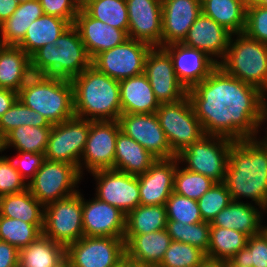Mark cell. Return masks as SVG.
<instances>
[{
  "instance_id": "obj_1",
  "label": "cell",
  "mask_w": 267,
  "mask_h": 267,
  "mask_svg": "<svg viewBox=\"0 0 267 267\" xmlns=\"http://www.w3.org/2000/svg\"><path fill=\"white\" fill-rule=\"evenodd\" d=\"M205 135L234 141L256 138L267 119L265 94L217 66L202 82L187 90Z\"/></svg>"
},
{
  "instance_id": "obj_2",
  "label": "cell",
  "mask_w": 267,
  "mask_h": 267,
  "mask_svg": "<svg viewBox=\"0 0 267 267\" xmlns=\"http://www.w3.org/2000/svg\"><path fill=\"white\" fill-rule=\"evenodd\" d=\"M236 140L230 146L224 183L233 201L251 198L267 209V141ZM265 140V141H264Z\"/></svg>"
},
{
  "instance_id": "obj_3",
  "label": "cell",
  "mask_w": 267,
  "mask_h": 267,
  "mask_svg": "<svg viewBox=\"0 0 267 267\" xmlns=\"http://www.w3.org/2000/svg\"><path fill=\"white\" fill-rule=\"evenodd\" d=\"M70 81L76 117L91 121L119 120L122 114L119 81L92 65Z\"/></svg>"
},
{
  "instance_id": "obj_4",
  "label": "cell",
  "mask_w": 267,
  "mask_h": 267,
  "mask_svg": "<svg viewBox=\"0 0 267 267\" xmlns=\"http://www.w3.org/2000/svg\"><path fill=\"white\" fill-rule=\"evenodd\" d=\"M92 65V59L72 24L54 44H46L30 56L32 74L73 79Z\"/></svg>"
},
{
  "instance_id": "obj_5",
  "label": "cell",
  "mask_w": 267,
  "mask_h": 267,
  "mask_svg": "<svg viewBox=\"0 0 267 267\" xmlns=\"http://www.w3.org/2000/svg\"><path fill=\"white\" fill-rule=\"evenodd\" d=\"M18 99L51 125L75 116L73 86L69 79L32 74L19 90Z\"/></svg>"
},
{
  "instance_id": "obj_6",
  "label": "cell",
  "mask_w": 267,
  "mask_h": 267,
  "mask_svg": "<svg viewBox=\"0 0 267 267\" xmlns=\"http://www.w3.org/2000/svg\"><path fill=\"white\" fill-rule=\"evenodd\" d=\"M235 35H238L237 39L234 41L231 35L228 50L218 66L266 95L267 45L250 38L244 32Z\"/></svg>"
},
{
  "instance_id": "obj_7",
  "label": "cell",
  "mask_w": 267,
  "mask_h": 267,
  "mask_svg": "<svg viewBox=\"0 0 267 267\" xmlns=\"http://www.w3.org/2000/svg\"><path fill=\"white\" fill-rule=\"evenodd\" d=\"M156 115L175 155L205 135L188 95L176 102L160 103Z\"/></svg>"
},
{
  "instance_id": "obj_8",
  "label": "cell",
  "mask_w": 267,
  "mask_h": 267,
  "mask_svg": "<svg viewBox=\"0 0 267 267\" xmlns=\"http://www.w3.org/2000/svg\"><path fill=\"white\" fill-rule=\"evenodd\" d=\"M233 142L234 140L224 136L204 135L176 157L179 162L188 163L186 170L202 174L215 182H224Z\"/></svg>"
},
{
  "instance_id": "obj_9",
  "label": "cell",
  "mask_w": 267,
  "mask_h": 267,
  "mask_svg": "<svg viewBox=\"0 0 267 267\" xmlns=\"http://www.w3.org/2000/svg\"><path fill=\"white\" fill-rule=\"evenodd\" d=\"M42 234L64 247L84 236L82 195L79 191L45 205Z\"/></svg>"
},
{
  "instance_id": "obj_10",
  "label": "cell",
  "mask_w": 267,
  "mask_h": 267,
  "mask_svg": "<svg viewBox=\"0 0 267 267\" xmlns=\"http://www.w3.org/2000/svg\"><path fill=\"white\" fill-rule=\"evenodd\" d=\"M81 177L74 165L44 159L41 168L28 181L27 189L45 206L76 194L78 191L74 187Z\"/></svg>"
},
{
  "instance_id": "obj_11",
  "label": "cell",
  "mask_w": 267,
  "mask_h": 267,
  "mask_svg": "<svg viewBox=\"0 0 267 267\" xmlns=\"http://www.w3.org/2000/svg\"><path fill=\"white\" fill-rule=\"evenodd\" d=\"M89 130L90 120L76 116L53 125L48 138L45 159L74 165L82 174L80 158L85 149Z\"/></svg>"
},
{
  "instance_id": "obj_12",
  "label": "cell",
  "mask_w": 267,
  "mask_h": 267,
  "mask_svg": "<svg viewBox=\"0 0 267 267\" xmlns=\"http://www.w3.org/2000/svg\"><path fill=\"white\" fill-rule=\"evenodd\" d=\"M125 255L124 238L83 236L66 247L71 267H118Z\"/></svg>"
},
{
  "instance_id": "obj_13",
  "label": "cell",
  "mask_w": 267,
  "mask_h": 267,
  "mask_svg": "<svg viewBox=\"0 0 267 267\" xmlns=\"http://www.w3.org/2000/svg\"><path fill=\"white\" fill-rule=\"evenodd\" d=\"M152 47L135 39L99 53L92 66L107 76L121 81L144 73L146 57Z\"/></svg>"
},
{
  "instance_id": "obj_14",
  "label": "cell",
  "mask_w": 267,
  "mask_h": 267,
  "mask_svg": "<svg viewBox=\"0 0 267 267\" xmlns=\"http://www.w3.org/2000/svg\"><path fill=\"white\" fill-rule=\"evenodd\" d=\"M97 179L96 197L115 206L125 215L140 205L139 181L132 175L114 169L92 172Z\"/></svg>"
},
{
  "instance_id": "obj_15",
  "label": "cell",
  "mask_w": 267,
  "mask_h": 267,
  "mask_svg": "<svg viewBox=\"0 0 267 267\" xmlns=\"http://www.w3.org/2000/svg\"><path fill=\"white\" fill-rule=\"evenodd\" d=\"M144 74L160 103L176 102L187 95V89L177 79L172 59L163 47L150 49Z\"/></svg>"
},
{
  "instance_id": "obj_16",
  "label": "cell",
  "mask_w": 267,
  "mask_h": 267,
  "mask_svg": "<svg viewBox=\"0 0 267 267\" xmlns=\"http://www.w3.org/2000/svg\"><path fill=\"white\" fill-rule=\"evenodd\" d=\"M118 121L121 131L138 142L156 159L176 157L156 113L121 114Z\"/></svg>"
},
{
  "instance_id": "obj_17",
  "label": "cell",
  "mask_w": 267,
  "mask_h": 267,
  "mask_svg": "<svg viewBox=\"0 0 267 267\" xmlns=\"http://www.w3.org/2000/svg\"><path fill=\"white\" fill-rule=\"evenodd\" d=\"M121 130L118 120H90L82 161L88 171L114 169L115 145Z\"/></svg>"
},
{
  "instance_id": "obj_18",
  "label": "cell",
  "mask_w": 267,
  "mask_h": 267,
  "mask_svg": "<svg viewBox=\"0 0 267 267\" xmlns=\"http://www.w3.org/2000/svg\"><path fill=\"white\" fill-rule=\"evenodd\" d=\"M128 37L162 47V0H126Z\"/></svg>"
},
{
  "instance_id": "obj_19",
  "label": "cell",
  "mask_w": 267,
  "mask_h": 267,
  "mask_svg": "<svg viewBox=\"0 0 267 267\" xmlns=\"http://www.w3.org/2000/svg\"><path fill=\"white\" fill-rule=\"evenodd\" d=\"M163 48L172 59L177 79L187 90L202 82L220 62L182 43L169 44Z\"/></svg>"
},
{
  "instance_id": "obj_20",
  "label": "cell",
  "mask_w": 267,
  "mask_h": 267,
  "mask_svg": "<svg viewBox=\"0 0 267 267\" xmlns=\"http://www.w3.org/2000/svg\"><path fill=\"white\" fill-rule=\"evenodd\" d=\"M82 218L84 236L124 238L126 215L97 197L86 202L82 197Z\"/></svg>"
},
{
  "instance_id": "obj_21",
  "label": "cell",
  "mask_w": 267,
  "mask_h": 267,
  "mask_svg": "<svg viewBox=\"0 0 267 267\" xmlns=\"http://www.w3.org/2000/svg\"><path fill=\"white\" fill-rule=\"evenodd\" d=\"M177 157L157 159L150 168L137 175L139 181L140 205H165L173 193Z\"/></svg>"
},
{
  "instance_id": "obj_22",
  "label": "cell",
  "mask_w": 267,
  "mask_h": 267,
  "mask_svg": "<svg viewBox=\"0 0 267 267\" xmlns=\"http://www.w3.org/2000/svg\"><path fill=\"white\" fill-rule=\"evenodd\" d=\"M201 13V0H162V47L182 43Z\"/></svg>"
},
{
  "instance_id": "obj_23",
  "label": "cell",
  "mask_w": 267,
  "mask_h": 267,
  "mask_svg": "<svg viewBox=\"0 0 267 267\" xmlns=\"http://www.w3.org/2000/svg\"><path fill=\"white\" fill-rule=\"evenodd\" d=\"M73 25L78 30L80 38L92 60L99 53L121 45L129 39L124 30L114 28L92 18L82 7Z\"/></svg>"
},
{
  "instance_id": "obj_24",
  "label": "cell",
  "mask_w": 267,
  "mask_h": 267,
  "mask_svg": "<svg viewBox=\"0 0 267 267\" xmlns=\"http://www.w3.org/2000/svg\"><path fill=\"white\" fill-rule=\"evenodd\" d=\"M232 34L209 16L201 13L190 27L182 44L201 50L209 56L224 58Z\"/></svg>"
},
{
  "instance_id": "obj_25",
  "label": "cell",
  "mask_w": 267,
  "mask_h": 267,
  "mask_svg": "<svg viewBox=\"0 0 267 267\" xmlns=\"http://www.w3.org/2000/svg\"><path fill=\"white\" fill-rule=\"evenodd\" d=\"M122 114L156 113L160 102L144 73L119 81Z\"/></svg>"
},
{
  "instance_id": "obj_26",
  "label": "cell",
  "mask_w": 267,
  "mask_h": 267,
  "mask_svg": "<svg viewBox=\"0 0 267 267\" xmlns=\"http://www.w3.org/2000/svg\"><path fill=\"white\" fill-rule=\"evenodd\" d=\"M126 255L138 262L158 266L172 239L167 229L141 235H124Z\"/></svg>"
},
{
  "instance_id": "obj_27",
  "label": "cell",
  "mask_w": 267,
  "mask_h": 267,
  "mask_svg": "<svg viewBox=\"0 0 267 267\" xmlns=\"http://www.w3.org/2000/svg\"><path fill=\"white\" fill-rule=\"evenodd\" d=\"M31 75L30 57L20 47L0 45V88L18 93Z\"/></svg>"
},
{
  "instance_id": "obj_28",
  "label": "cell",
  "mask_w": 267,
  "mask_h": 267,
  "mask_svg": "<svg viewBox=\"0 0 267 267\" xmlns=\"http://www.w3.org/2000/svg\"><path fill=\"white\" fill-rule=\"evenodd\" d=\"M261 216L251 203L232 201L216 215L210 226L237 230L250 237L261 233Z\"/></svg>"
},
{
  "instance_id": "obj_29",
  "label": "cell",
  "mask_w": 267,
  "mask_h": 267,
  "mask_svg": "<svg viewBox=\"0 0 267 267\" xmlns=\"http://www.w3.org/2000/svg\"><path fill=\"white\" fill-rule=\"evenodd\" d=\"M157 159L121 130L115 145L114 170L139 175L145 173Z\"/></svg>"
},
{
  "instance_id": "obj_30",
  "label": "cell",
  "mask_w": 267,
  "mask_h": 267,
  "mask_svg": "<svg viewBox=\"0 0 267 267\" xmlns=\"http://www.w3.org/2000/svg\"><path fill=\"white\" fill-rule=\"evenodd\" d=\"M71 25L60 17L44 14L32 22L18 47L30 57L46 44H54Z\"/></svg>"
},
{
  "instance_id": "obj_31",
  "label": "cell",
  "mask_w": 267,
  "mask_h": 267,
  "mask_svg": "<svg viewBox=\"0 0 267 267\" xmlns=\"http://www.w3.org/2000/svg\"><path fill=\"white\" fill-rule=\"evenodd\" d=\"M44 15L39 0L20 2L12 16L0 25V45L18 46L33 21Z\"/></svg>"
},
{
  "instance_id": "obj_32",
  "label": "cell",
  "mask_w": 267,
  "mask_h": 267,
  "mask_svg": "<svg viewBox=\"0 0 267 267\" xmlns=\"http://www.w3.org/2000/svg\"><path fill=\"white\" fill-rule=\"evenodd\" d=\"M18 267H57L66 259V247L40 235L19 250Z\"/></svg>"
},
{
  "instance_id": "obj_33",
  "label": "cell",
  "mask_w": 267,
  "mask_h": 267,
  "mask_svg": "<svg viewBox=\"0 0 267 267\" xmlns=\"http://www.w3.org/2000/svg\"><path fill=\"white\" fill-rule=\"evenodd\" d=\"M43 207L28 189L0 196V216L20 219L33 225H44Z\"/></svg>"
},
{
  "instance_id": "obj_34",
  "label": "cell",
  "mask_w": 267,
  "mask_h": 267,
  "mask_svg": "<svg viewBox=\"0 0 267 267\" xmlns=\"http://www.w3.org/2000/svg\"><path fill=\"white\" fill-rule=\"evenodd\" d=\"M206 16L225 27L232 34L242 33L246 22V2L242 0H201Z\"/></svg>"
},
{
  "instance_id": "obj_35",
  "label": "cell",
  "mask_w": 267,
  "mask_h": 267,
  "mask_svg": "<svg viewBox=\"0 0 267 267\" xmlns=\"http://www.w3.org/2000/svg\"><path fill=\"white\" fill-rule=\"evenodd\" d=\"M165 205H139L126 215L124 235H141L166 229Z\"/></svg>"
},
{
  "instance_id": "obj_36",
  "label": "cell",
  "mask_w": 267,
  "mask_h": 267,
  "mask_svg": "<svg viewBox=\"0 0 267 267\" xmlns=\"http://www.w3.org/2000/svg\"><path fill=\"white\" fill-rule=\"evenodd\" d=\"M52 127L19 126L2 139V151L13 145L18 152L44 154Z\"/></svg>"
},
{
  "instance_id": "obj_37",
  "label": "cell",
  "mask_w": 267,
  "mask_h": 267,
  "mask_svg": "<svg viewBox=\"0 0 267 267\" xmlns=\"http://www.w3.org/2000/svg\"><path fill=\"white\" fill-rule=\"evenodd\" d=\"M81 7L92 17L128 34L126 0H82Z\"/></svg>"
},
{
  "instance_id": "obj_38",
  "label": "cell",
  "mask_w": 267,
  "mask_h": 267,
  "mask_svg": "<svg viewBox=\"0 0 267 267\" xmlns=\"http://www.w3.org/2000/svg\"><path fill=\"white\" fill-rule=\"evenodd\" d=\"M248 236L243 232L216 226L210 227V243L206 257L226 260L246 246Z\"/></svg>"
},
{
  "instance_id": "obj_39",
  "label": "cell",
  "mask_w": 267,
  "mask_h": 267,
  "mask_svg": "<svg viewBox=\"0 0 267 267\" xmlns=\"http://www.w3.org/2000/svg\"><path fill=\"white\" fill-rule=\"evenodd\" d=\"M43 226L0 216V240L20 250L42 235Z\"/></svg>"
},
{
  "instance_id": "obj_40",
  "label": "cell",
  "mask_w": 267,
  "mask_h": 267,
  "mask_svg": "<svg viewBox=\"0 0 267 267\" xmlns=\"http://www.w3.org/2000/svg\"><path fill=\"white\" fill-rule=\"evenodd\" d=\"M52 127L48 120L39 112L25 106L19 99L0 117L1 140L19 126Z\"/></svg>"
},
{
  "instance_id": "obj_41",
  "label": "cell",
  "mask_w": 267,
  "mask_h": 267,
  "mask_svg": "<svg viewBox=\"0 0 267 267\" xmlns=\"http://www.w3.org/2000/svg\"><path fill=\"white\" fill-rule=\"evenodd\" d=\"M210 222L183 224L182 222L167 220L166 229L172 241L196 246L207 253L210 243Z\"/></svg>"
},
{
  "instance_id": "obj_42",
  "label": "cell",
  "mask_w": 267,
  "mask_h": 267,
  "mask_svg": "<svg viewBox=\"0 0 267 267\" xmlns=\"http://www.w3.org/2000/svg\"><path fill=\"white\" fill-rule=\"evenodd\" d=\"M228 267H267V238L261 232L250 236L246 246L227 261Z\"/></svg>"
},
{
  "instance_id": "obj_43",
  "label": "cell",
  "mask_w": 267,
  "mask_h": 267,
  "mask_svg": "<svg viewBox=\"0 0 267 267\" xmlns=\"http://www.w3.org/2000/svg\"><path fill=\"white\" fill-rule=\"evenodd\" d=\"M178 168L177 166L174 174L173 192L179 195L198 200L215 184V181L209 177L185 168L182 170Z\"/></svg>"
},
{
  "instance_id": "obj_44",
  "label": "cell",
  "mask_w": 267,
  "mask_h": 267,
  "mask_svg": "<svg viewBox=\"0 0 267 267\" xmlns=\"http://www.w3.org/2000/svg\"><path fill=\"white\" fill-rule=\"evenodd\" d=\"M206 258L196 246L172 241L157 267H199Z\"/></svg>"
},
{
  "instance_id": "obj_45",
  "label": "cell",
  "mask_w": 267,
  "mask_h": 267,
  "mask_svg": "<svg viewBox=\"0 0 267 267\" xmlns=\"http://www.w3.org/2000/svg\"><path fill=\"white\" fill-rule=\"evenodd\" d=\"M232 201L225 183L215 182V184L197 200L203 221L211 223L216 215Z\"/></svg>"
},
{
  "instance_id": "obj_46",
  "label": "cell",
  "mask_w": 267,
  "mask_h": 267,
  "mask_svg": "<svg viewBox=\"0 0 267 267\" xmlns=\"http://www.w3.org/2000/svg\"><path fill=\"white\" fill-rule=\"evenodd\" d=\"M165 207L168 220L183 224H195L203 221L197 200L173 192L167 199Z\"/></svg>"
},
{
  "instance_id": "obj_47",
  "label": "cell",
  "mask_w": 267,
  "mask_h": 267,
  "mask_svg": "<svg viewBox=\"0 0 267 267\" xmlns=\"http://www.w3.org/2000/svg\"><path fill=\"white\" fill-rule=\"evenodd\" d=\"M9 157L0 156V196L20 193L27 189V183Z\"/></svg>"
},
{
  "instance_id": "obj_48",
  "label": "cell",
  "mask_w": 267,
  "mask_h": 267,
  "mask_svg": "<svg viewBox=\"0 0 267 267\" xmlns=\"http://www.w3.org/2000/svg\"><path fill=\"white\" fill-rule=\"evenodd\" d=\"M244 33L267 45V8L259 5L247 6Z\"/></svg>"
},
{
  "instance_id": "obj_49",
  "label": "cell",
  "mask_w": 267,
  "mask_h": 267,
  "mask_svg": "<svg viewBox=\"0 0 267 267\" xmlns=\"http://www.w3.org/2000/svg\"><path fill=\"white\" fill-rule=\"evenodd\" d=\"M46 15L60 17L71 24L81 9L82 0H39Z\"/></svg>"
},
{
  "instance_id": "obj_50",
  "label": "cell",
  "mask_w": 267,
  "mask_h": 267,
  "mask_svg": "<svg viewBox=\"0 0 267 267\" xmlns=\"http://www.w3.org/2000/svg\"><path fill=\"white\" fill-rule=\"evenodd\" d=\"M44 159V154L19 152L16 159L11 160L23 179H29V177L32 179L41 168Z\"/></svg>"
},
{
  "instance_id": "obj_51",
  "label": "cell",
  "mask_w": 267,
  "mask_h": 267,
  "mask_svg": "<svg viewBox=\"0 0 267 267\" xmlns=\"http://www.w3.org/2000/svg\"><path fill=\"white\" fill-rule=\"evenodd\" d=\"M19 250L0 240V267H18Z\"/></svg>"
},
{
  "instance_id": "obj_52",
  "label": "cell",
  "mask_w": 267,
  "mask_h": 267,
  "mask_svg": "<svg viewBox=\"0 0 267 267\" xmlns=\"http://www.w3.org/2000/svg\"><path fill=\"white\" fill-rule=\"evenodd\" d=\"M17 99V92L0 88V117L14 104Z\"/></svg>"
},
{
  "instance_id": "obj_53",
  "label": "cell",
  "mask_w": 267,
  "mask_h": 267,
  "mask_svg": "<svg viewBox=\"0 0 267 267\" xmlns=\"http://www.w3.org/2000/svg\"><path fill=\"white\" fill-rule=\"evenodd\" d=\"M19 3L17 0H0V25L12 16Z\"/></svg>"
},
{
  "instance_id": "obj_54",
  "label": "cell",
  "mask_w": 267,
  "mask_h": 267,
  "mask_svg": "<svg viewBox=\"0 0 267 267\" xmlns=\"http://www.w3.org/2000/svg\"><path fill=\"white\" fill-rule=\"evenodd\" d=\"M118 267H157L152 264L135 261L125 255L118 264Z\"/></svg>"
},
{
  "instance_id": "obj_55",
  "label": "cell",
  "mask_w": 267,
  "mask_h": 267,
  "mask_svg": "<svg viewBox=\"0 0 267 267\" xmlns=\"http://www.w3.org/2000/svg\"><path fill=\"white\" fill-rule=\"evenodd\" d=\"M199 267H228L226 260L206 258Z\"/></svg>"
},
{
  "instance_id": "obj_56",
  "label": "cell",
  "mask_w": 267,
  "mask_h": 267,
  "mask_svg": "<svg viewBox=\"0 0 267 267\" xmlns=\"http://www.w3.org/2000/svg\"><path fill=\"white\" fill-rule=\"evenodd\" d=\"M57 267H71L69 261L65 259L61 264H59Z\"/></svg>"
},
{
  "instance_id": "obj_57",
  "label": "cell",
  "mask_w": 267,
  "mask_h": 267,
  "mask_svg": "<svg viewBox=\"0 0 267 267\" xmlns=\"http://www.w3.org/2000/svg\"><path fill=\"white\" fill-rule=\"evenodd\" d=\"M262 0H248V6L258 5Z\"/></svg>"
},
{
  "instance_id": "obj_58",
  "label": "cell",
  "mask_w": 267,
  "mask_h": 267,
  "mask_svg": "<svg viewBox=\"0 0 267 267\" xmlns=\"http://www.w3.org/2000/svg\"><path fill=\"white\" fill-rule=\"evenodd\" d=\"M258 5L267 8V0H262Z\"/></svg>"
},
{
  "instance_id": "obj_59",
  "label": "cell",
  "mask_w": 267,
  "mask_h": 267,
  "mask_svg": "<svg viewBox=\"0 0 267 267\" xmlns=\"http://www.w3.org/2000/svg\"><path fill=\"white\" fill-rule=\"evenodd\" d=\"M265 236H266V238H267V227L265 226V227H263L262 226V231H261Z\"/></svg>"
},
{
  "instance_id": "obj_60",
  "label": "cell",
  "mask_w": 267,
  "mask_h": 267,
  "mask_svg": "<svg viewBox=\"0 0 267 267\" xmlns=\"http://www.w3.org/2000/svg\"><path fill=\"white\" fill-rule=\"evenodd\" d=\"M0 152H2V140L0 138Z\"/></svg>"
},
{
  "instance_id": "obj_61",
  "label": "cell",
  "mask_w": 267,
  "mask_h": 267,
  "mask_svg": "<svg viewBox=\"0 0 267 267\" xmlns=\"http://www.w3.org/2000/svg\"><path fill=\"white\" fill-rule=\"evenodd\" d=\"M242 1L246 2V5L248 6V0H242Z\"/></svg>"
}]
</instances>
